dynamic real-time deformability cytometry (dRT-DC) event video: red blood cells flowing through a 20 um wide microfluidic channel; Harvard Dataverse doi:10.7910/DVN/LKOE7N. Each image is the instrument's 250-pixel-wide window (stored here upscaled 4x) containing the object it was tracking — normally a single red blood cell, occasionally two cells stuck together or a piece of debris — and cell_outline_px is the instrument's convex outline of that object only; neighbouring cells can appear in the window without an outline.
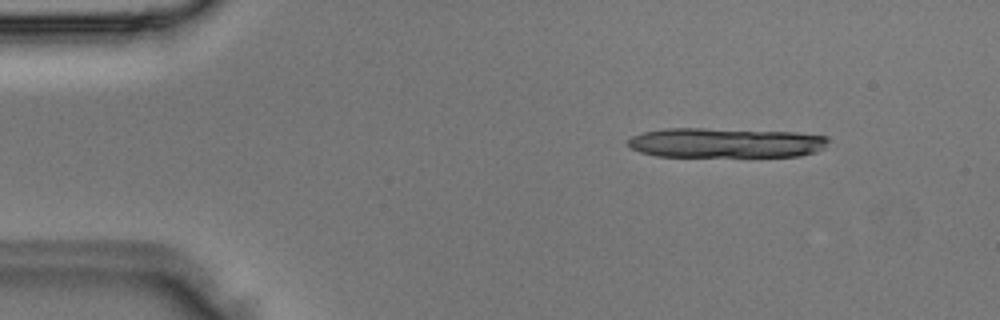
{"species": "Egyptian fruit bat (a non-hibernating species)", "species_latin": "Rousettus aegyptiacus", "temperature_condition": "room temperature", "stored_images_in_passage": 3, "camera_frame_rate_fps": 3000, "um_per_image_px": 0.085, "animal": {"sex": "male"}, "frame": {"image": 1, "passage_image": 1, "time_ms": 0.0, "image_size_px": [1000, 320], "cell_outline_px": [[828, 140], [824, 148], [816, 152], [800, 156], [656, 156], [640, 152], [632, 148], [628, 144], [628, 140], [632, 136], [644, 132], [664, 128], [704, 128], [796, 132], [828, 136]], "centroid_in_image_um": [61.69, 12.13], "position_along_channel_um": 23.3, "area_um2": 34.85}}